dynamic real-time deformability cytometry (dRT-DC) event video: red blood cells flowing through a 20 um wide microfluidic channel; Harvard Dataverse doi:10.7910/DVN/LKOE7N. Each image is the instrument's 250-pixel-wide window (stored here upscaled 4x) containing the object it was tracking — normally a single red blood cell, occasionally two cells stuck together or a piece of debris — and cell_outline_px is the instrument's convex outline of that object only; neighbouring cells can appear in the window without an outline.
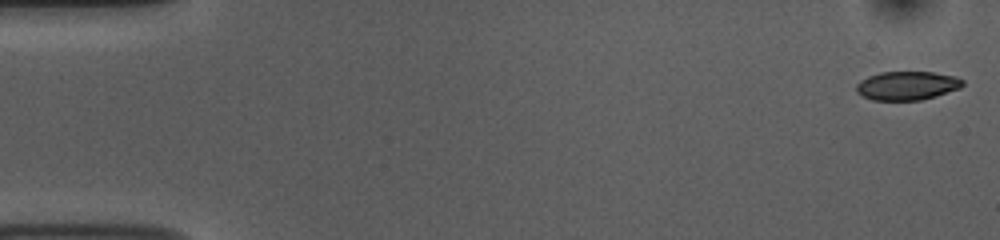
{"species": "common noctule bat (a hibernating species)", "species_latin": "Nyctalus noctula", "temperature_condition": "room temperature", "stored_images_in_passage": 53, "camera_frame_rate_fps": 3000, "um_per_image_px": 0.085, "animal": {"sex": "female", "body_mass_g": 10.0, "forearm_length_mm": 53.1}, "frame": {"image": 1, "passage_image": 1, "time_ms": 0.0, "image_size_px": [1000, 240], "cell_outline_px": [[964, 84], [960, 88], [936, 96], [920, 100], [872, 100], [856, 92], [856, 84], [860, 80], [868, 76], [880, 72], [932, 72], [956, 76], [964, 80]], "centroid_in_image_um": [77.1, 7.27], "position_along_channel_um": 7.9, "area_um2": 17.86}}
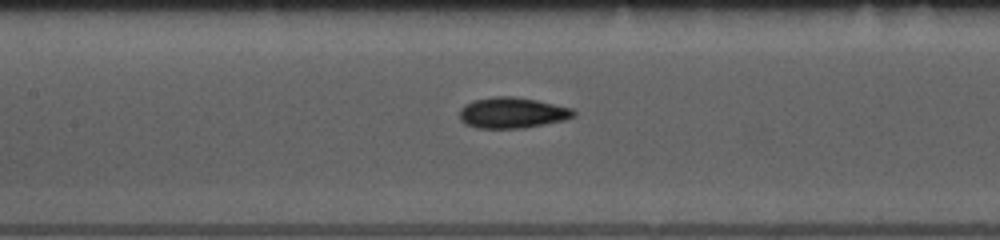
{"frame": {"image": 2, "passage_image": 24, "time_ms": 7.667, "image_size_px": [1000, 240], "cell_outline_px": [[576, 116], [564, 120], [524, 128], [476, 128], [464, 124], [460, 120], [460, 108], [464, 104], [472, 100], [496, 96], [512, 96], [536, 100], [572, 108], [576, 112]], "centroid_in_image_um": [43.51, 9.59], "position_along_channel_um": 163.9, "area_um2": 20.63}}
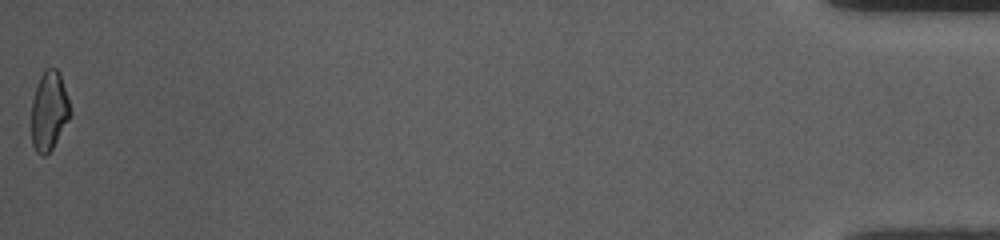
{"frame": {"image": 3, "passage_image": 53, "time_ms": 17.333, "image_size_px": [1000, 240], "cell_outline_px": [[72, 112], [68, 120], [52, 148], [44, 156], [40, 156], [36, 152], [32, 144], [32, 100], [40, 76], [44, 68], [56, 68], [60, 72]], "centroid_in_image_um": [4.17, 9.41], "position_along_channel_um": 431.0, "area_um2": 17.8}, "authors_computed_cell_mechanics": {"area_um2": 18.9006, "velocity_mm_per_s": 3.7639, "shape_relaxation_time_tau1_ms": 2.9256, "shape_relaxation_time_tau2_ms": 4.1084, "deformation_change_tau1": 0.1099, "deformation_change_tau2": 0.0992}}